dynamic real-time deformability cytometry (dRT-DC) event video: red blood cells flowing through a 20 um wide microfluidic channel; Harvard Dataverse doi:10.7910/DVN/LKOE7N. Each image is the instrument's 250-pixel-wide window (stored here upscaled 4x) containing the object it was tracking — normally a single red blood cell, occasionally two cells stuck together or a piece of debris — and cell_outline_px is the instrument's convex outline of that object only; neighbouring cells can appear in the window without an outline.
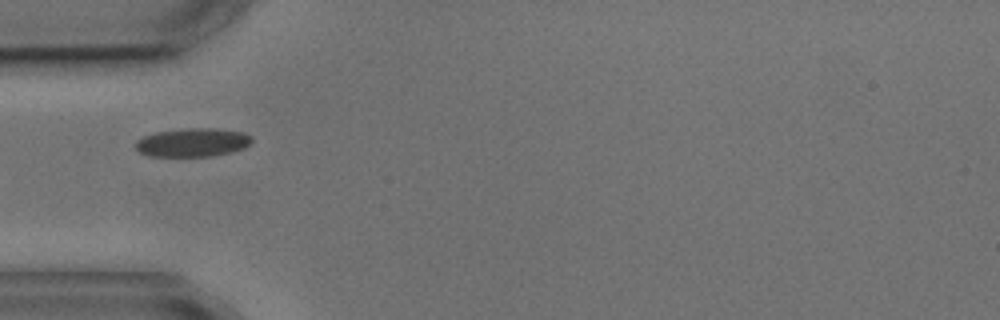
{"species": "common noctule bat (a hibernating species)", "species_latin": "Nyctalus noctula", "temperature_condition": "cold", "stored_images_in_passage": 6, "camera_frame_rate_fps": 3000, "um_per_image_px": 0.085, "animal": {"sex": "male", "body_mass_g": 17.9, "forearm_length_mm": 54.2}, "frame": {"image": 1, "passage_image": 3, "time_ms": 2.333, "image_size_px": [1000, 320], "cell_outline_px": [[252, 144], [244, 148], [232, 152], [212, 156], [148, 156], [140, 152], [136, 148], [136, 140], [144, 136], [156, 132], [180, 128], [216, 128], [244, 132], [252, 136]], "centroid_in_image_um": [16.41, 12.1], "position_along_channel_um": 68.6, "area_um2": 19.59}}